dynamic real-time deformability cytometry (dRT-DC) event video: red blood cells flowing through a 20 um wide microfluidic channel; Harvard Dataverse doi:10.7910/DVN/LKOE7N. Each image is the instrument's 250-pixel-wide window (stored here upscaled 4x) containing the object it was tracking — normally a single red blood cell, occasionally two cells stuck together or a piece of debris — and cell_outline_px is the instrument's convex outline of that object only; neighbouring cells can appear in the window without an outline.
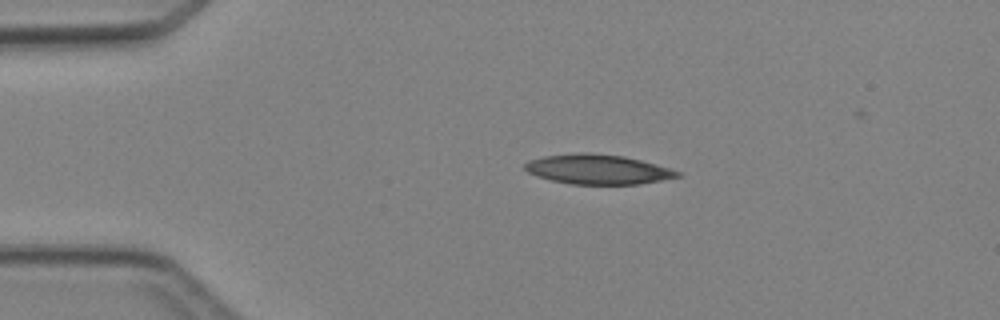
{"species": "Egyptian fruit bat (a non-hibernating species)", "species_latin": "Rousettus aegyptiacus", "temperature_condition": "cold", "stored_images_in_passage": 2, "camera_frame_rate_fps": 3000, "um_per_image_px": 0.085, "animal": {"sex": "female"}, "frame": {"image": 1, "passage_image": 1, "time_ms": 0.0, "image_size_px": [1000, 320], "cell_outline_px": [[684, 176], [640, 184], [568, 184], [536, 176], [528, 172], [524, 168], [524, 164], [528, 160], [544, 156], [580, 152], [584, 152], [624, 156], [656, 164], [680, 172]], "centroid_in_image_um": [50.8, 14.39], "position_along_channel_um": 34.2, "area_um2": 26.47}}